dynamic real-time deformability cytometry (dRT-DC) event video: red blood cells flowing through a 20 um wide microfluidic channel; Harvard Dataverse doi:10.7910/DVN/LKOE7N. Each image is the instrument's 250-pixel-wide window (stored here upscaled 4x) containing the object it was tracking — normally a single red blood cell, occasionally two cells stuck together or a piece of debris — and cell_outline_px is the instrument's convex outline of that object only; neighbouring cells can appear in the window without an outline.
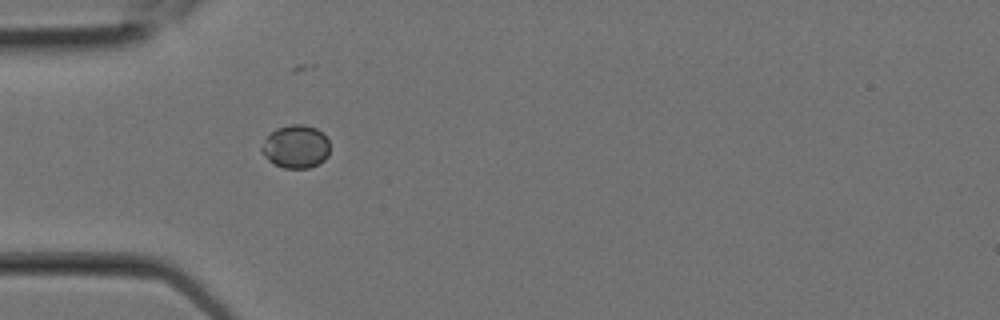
{"species": "Egyptian fruit bat (a non-hibernating species)", "species_latin": "Rousettus aegyptiacus", "temperature_condition": "room temperature", "stored_images_in_passage": 2, "camera_frame_rate_fps": 3000, "um_per_image_px": 0.085, "animal": {"sex": "female"}, "frame": {"image": 1, "passage_image": 2, "time_ms": 0.333, "image_size_px": [1000, 320], "cell_outline_px": [[328, 156], [320, 164], [308, 168], [284, 168], [268, 160], [260, 152], [260, 148], [268, 136], [276, 128], [292, 124], [304, 124], [316, 128], [328, 140]], "centroid_in_image_um": [25.14, 12.47], "position_along_channel_um": 59.9, "area_um2": 17.05}}